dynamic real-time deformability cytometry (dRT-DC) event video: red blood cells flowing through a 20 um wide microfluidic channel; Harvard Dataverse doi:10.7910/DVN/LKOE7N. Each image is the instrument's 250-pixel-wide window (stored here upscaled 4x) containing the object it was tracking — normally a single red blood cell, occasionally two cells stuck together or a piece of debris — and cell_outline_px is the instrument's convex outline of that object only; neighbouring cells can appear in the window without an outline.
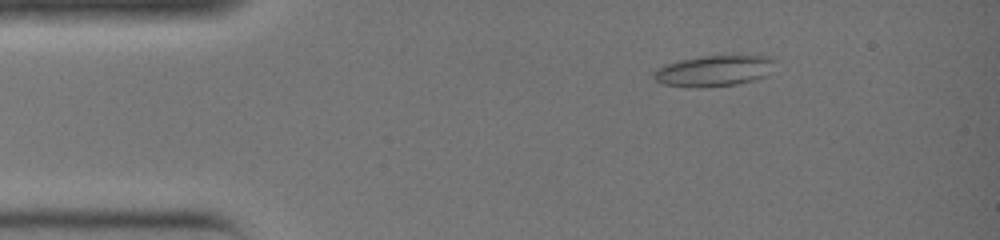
{"species": "common noctule bat (a hibernating species)", "species_latin": "Nyctalus noctula", "temperature_condition": "warm", "stored_images_in_passage": 36, "camera_frame_rate_fps": 3000, "um_per_image_px": 0.085, "animal": {"sex": "female", "body_mass_g": 19.0, "forearm_length_mm": 51.5}, "frame": {"image": 1, "passage_image": 6, "time_ms": 1.667, "image_size_px": [1000, 240], "cell_outline_px": [[776, 60], [768, 76], [736, 84], [664, 84], [656, 80], [652, 76], [652, 72], [668, 64], [680, 60], [704, 56], [768, 56]], "centroid_in_image_um": [60.78, 5.96], "position_along_channel_um": 24.2, "area_um2": 20.58}}
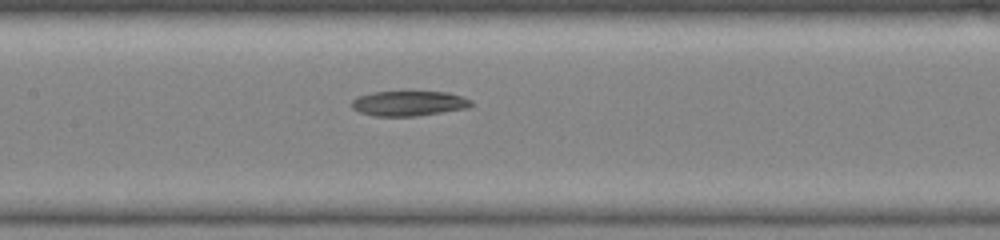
{"frame": {"image": 2, "passage_image": 18, "time_ms": 5.667, "image_size_px": [1000, 240], "cell_outline_px": [[472, 104], [468, 108], [420, 116], [372, 116], [360, 112], [352, 108], [352, 100], [356, 96], [372, 92], [448, 92], [472, 100]], "centroid_in_image_um": [34.74, 8.79], "position_along_channel_um": 172.7, "area_um2": 17.51}}
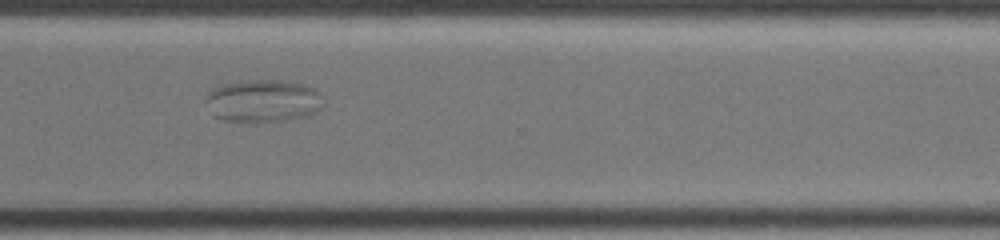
{"frame": {"image": 3, "passage_image": 28, "time_ms": 9.0, "image_size_px": [1000, 240], "cell_outline_px": [[324, 104], [316, 112], [304, 116], [284, 120], [224, 120], [212, 116], [204, 100], [204, 92], [212, 88], [224, 84], [244, 80], [288, 80], [304, 84], [316, 88], [324, 96]], "centroid_in_image_um": [22.35, 8.53], "position_along_channel_um": 348.2, "area_um2": 29.48}}